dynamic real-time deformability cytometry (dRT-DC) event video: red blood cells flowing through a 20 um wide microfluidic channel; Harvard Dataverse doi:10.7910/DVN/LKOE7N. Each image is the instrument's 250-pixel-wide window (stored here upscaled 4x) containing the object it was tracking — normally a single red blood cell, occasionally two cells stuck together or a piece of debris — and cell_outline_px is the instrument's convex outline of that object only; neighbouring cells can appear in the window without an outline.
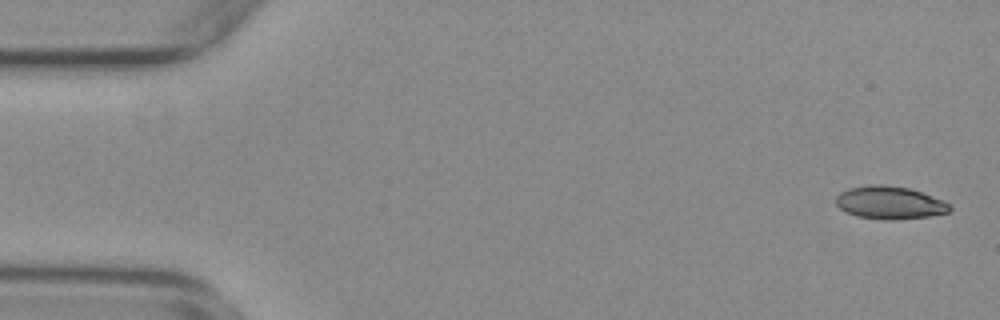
{"species": "common noctule bat (a hibernating species)", "species_latin": "Nyctalus noctula", "temperature_condition": "warm", "stored_images_in_passage": 50, "camera_frame_rate_fps": 3000, "um_per_image_px": 0.085, "animal": {"sex": "female", "body_mass_g": 29.2, "forearm_length_mm": 56.3}, "frame": {"image": 1, "passage_image": 2, "time_ms": 0.333, "image_size_px": [1000, 320], "cell_outline_px": [[952, 208], [948, 212], [928, 216], [892, 220], [884, 220], [860, 216], [848, 212], [840, 208], [836, 204], [836, 196], [840, 192], [848, 188], [876, 184], [880, 184], [908, 188], [944, 200], [952, 204]], "centroid_in_image_um": [75.65, 17.22], "position_along_channel_um": 9.4, "area_um2": 21.56}}
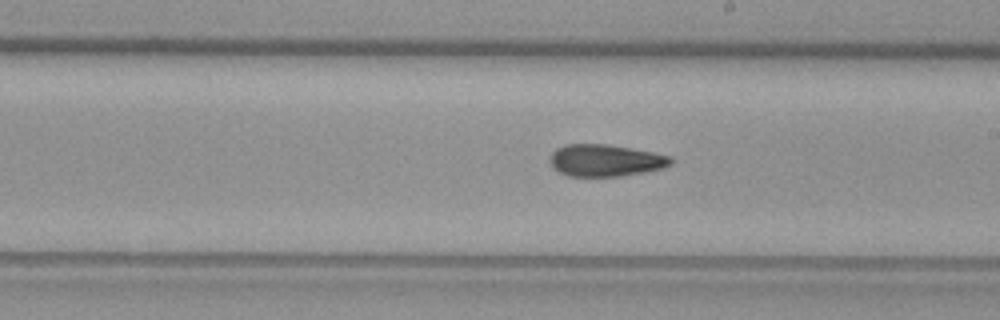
{"frame": {"image": 2, "passage_image": 31, "time_ms": 10.0, "image_size_px": [1000, 320], "cell_outline_px": [[672, 164], [664, 168], [644, 172], [620, 176], [568, 176], [556, 172], [552, 168], [548, 160], [552, 152], [556, 148], [564, 144], [604, 144], [652, 152], [672, 156]], "centroid_in_image_um": [51.41, 13.64], "position_along_channel_um": 237.6, "area_um2": 22.72}}
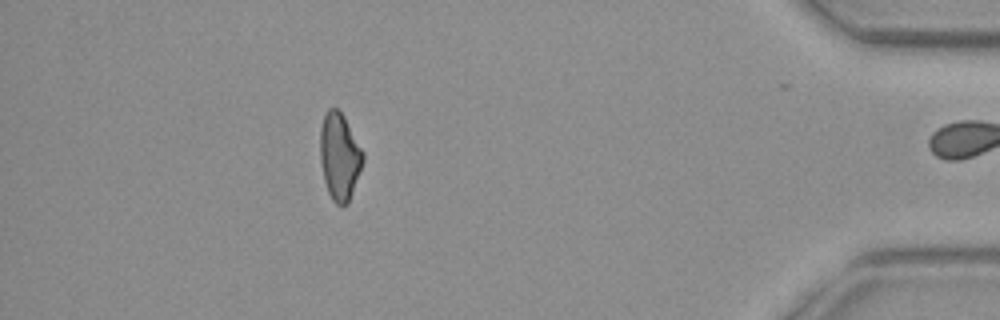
{"frame": {"image": 3, "passage_image": 49, "time_ms": 16.0, "image_size_px": [1000, 320], "cell_outline_px": [[364, 160], [348, 204], [336, 204], [332, 200], [328, 192], [324, 180], [320, 160], [320, 128], [324, 116], [328, 108], [336, 108], [344, 116], [364, 152]], "centroid_in_image_um": [28.86, 13.29], "position_along_channel_um": 406.3, "area_um2": 21.68}, "authors_computed_cell_mechanics": {"area_um2": 22.3686, "velocity_mm_per_s": 3.7505, "shape_relaxation_time_tau1_ms": null, "shape_relaxation_time_tau2_ms": 6.2653, "deformation_change_tau1": null, "deformation_change_tau2": 0.1302}}